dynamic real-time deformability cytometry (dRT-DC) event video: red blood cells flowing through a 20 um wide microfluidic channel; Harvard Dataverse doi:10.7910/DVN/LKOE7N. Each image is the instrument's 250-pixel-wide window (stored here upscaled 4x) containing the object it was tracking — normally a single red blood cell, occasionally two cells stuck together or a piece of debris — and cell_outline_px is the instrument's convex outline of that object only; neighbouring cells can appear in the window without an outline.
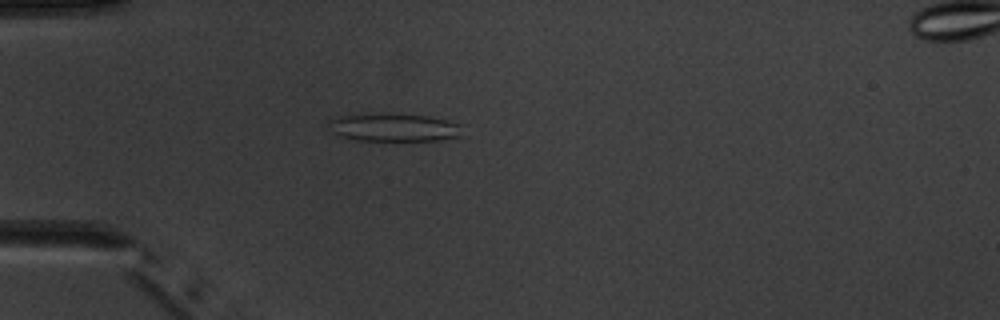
{"species": "common noctule bat (a hibernating species)", "species_latin": "Nyctalus noctula", "temperature_condition": "warm", "stored_images_in_passage": 5, "camera_frame_rate_fps": 3000, "um_per_image_px": 0.085, "animal": {"sex": "male", "body_mass_g": 20.1, "forearm_length_mm": 53.5}, "frame": {"image": 1, "passage_image": 4, "time_ms": 3.333, "image_size_px": [1000, 320], "cell_outline_px": [[460, 136], [440, 140], [356, 140], [340, 136], [328, 124], [328, 120], [340, 116], [428, 116], [460, 124]], "centroid_in_image_um": [33.52, 10.88], "position_along_channel_um": 51.5, "area_um2": 20.4}}